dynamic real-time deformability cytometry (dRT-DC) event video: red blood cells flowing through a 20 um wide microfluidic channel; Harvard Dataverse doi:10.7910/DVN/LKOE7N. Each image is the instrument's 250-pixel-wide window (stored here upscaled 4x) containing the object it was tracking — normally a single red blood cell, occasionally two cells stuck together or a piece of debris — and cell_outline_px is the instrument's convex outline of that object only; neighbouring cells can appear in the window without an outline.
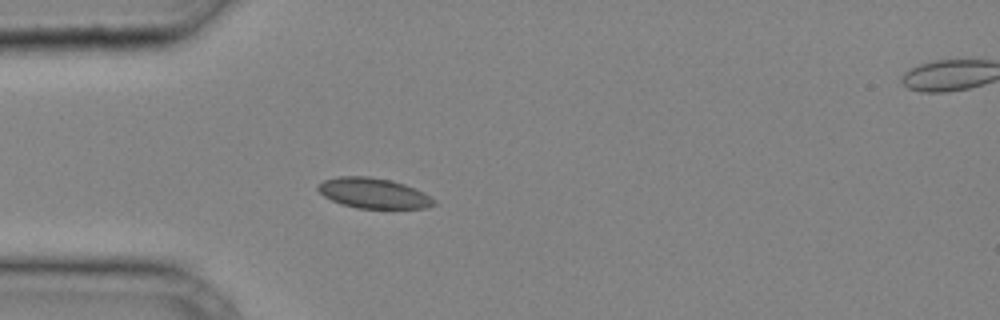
{"species": "common noctule bat (a hibernating species)", "species_latin": "Nyctalus noctula", "temperature_condition": "cold", "stored_images_in_passage": 22, "camera_frame_rate_fps": 3000, "um_per_image_px": 0.085, "animal": {"sex": "male", "body_mass_g": 20.4}, "frame": {"image": 1, "passage_image": 1, "time_ms": 0.0, "image_size_px": [1000, 320], "cell_outline_px": [[436, 204], [424, 208], [356, 208], [332, 200], [324, 196], [316, 188], [316, 184], [324, 180], [336, 176], [368, 176], [388, 180], [404, 184], [436, 200]], "centroid_in_image_um": [31.68, 16.41], "position_along_channel_um": 53.3, "area_um2": 20.17}}
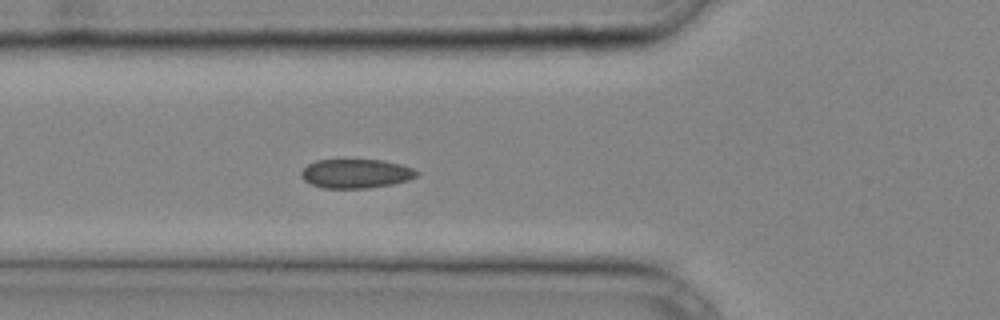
{"frame": {"image": 2, "passage_image": 4, "time_ms": 1.0, "image_size_px": [1000, 320], "cell_outline_px": [[420, 172], [416, 176], [408, 180], [392, 184], [368, 188], [324, 188], [312, 184], [304, 180], [300, 176], [300, 172], [308, 164], [316, 160], [384, 160], [400, 164], [412, 168]], "centroid_in_image_um": [30.25, 14.75], "position_along_channel_um": 95.6, "area_um2": 19.54}}
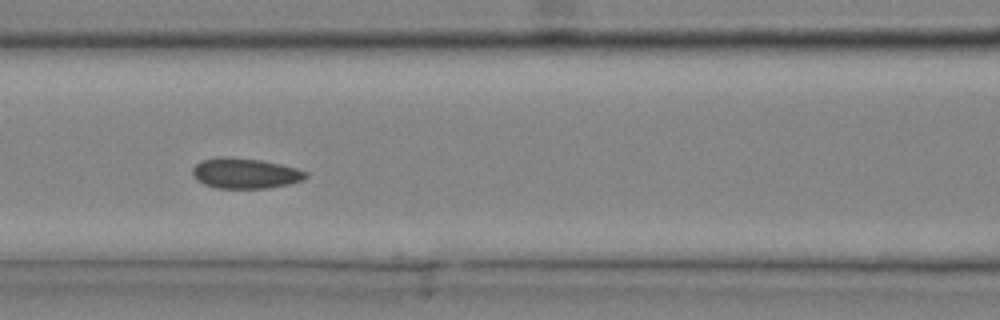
{"frame": {"image": 3, "passage_image": 7, "time_ms": 2.0, "image_size_px": [1000, 320], "cell_outline_px": [[308, 176], [300, 180], [288, 184], [268, 188], [216, 188], [204, 184], [196, 180], [192, 172], [192, 168], [200, 160], [220, 156], [224, 156], [260, 160], [280, 164], [296, 168], [308, 172]], "centroid_in_image_um": [20.8, 14.72], "position_along_channel_um": 145.8, "area_um2": 20.06}}